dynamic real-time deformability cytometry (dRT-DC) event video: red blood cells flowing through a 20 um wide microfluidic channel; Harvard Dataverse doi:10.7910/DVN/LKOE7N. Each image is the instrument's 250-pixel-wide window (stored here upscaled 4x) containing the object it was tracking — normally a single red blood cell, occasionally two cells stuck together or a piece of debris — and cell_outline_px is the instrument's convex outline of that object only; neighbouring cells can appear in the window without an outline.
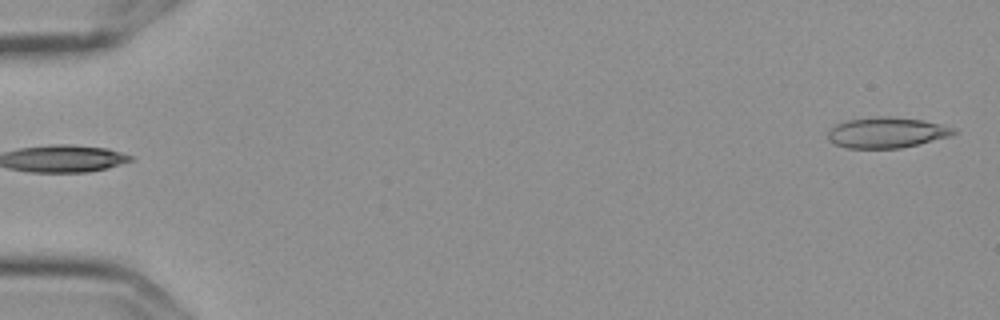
{"species": "Egyptian fruit bat (a non-hibernating species)", "species_latin": "Rousettus aegyptiacus", "temperature_condition": "cold", "stored_images_in_passage": 6, "segment_of_instrument_passage": [2, 2], "camera_frame_rate_fps": 3000, "um_per_image_px": 0.085, "frame": {"image": 1, "passage_image": 6, "time_ms": 1.667, "image_size_px": [1000, 320], "cell_outline_px": [[956, 132], [948, 136], [900, 148], [848, 148], [836, 144], [828, 140], [828, 132], [836, 124], [848, 120], [880, 116], [888, 116], [920, 120], [940, 124], [956, 128]], "centroid_in_image_um": [75.34, 11.26], "position_along_channel_um": 9.7, "area_um2": 22.02}}